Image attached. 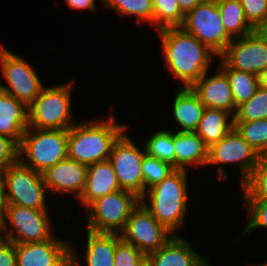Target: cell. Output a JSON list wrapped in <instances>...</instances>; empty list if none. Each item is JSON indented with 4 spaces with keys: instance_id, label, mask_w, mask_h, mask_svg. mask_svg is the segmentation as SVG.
I'll return each mask as SVG.
<instances>
[{
    "instance_id": "obj_1",
    "label": "cell",
    "mask_w": 267,
    "mask_h": 266,
    "mask_svg": "<svg viewBox=\"0 0 267 266\" xmlns=\"http://www.w3.org/2000/svg\"><path fill=\"white\" fill-rule=\"evenodd\" d=\"M155 32L161 40L163 64L169 72L168 77L175 79L176 87L189 88L214 68L211 66L219 56L181 27H167Z\"/></svg>"
},
{
    "instance_id": "obj_2",
    "label": "cell",
    "mask_w": 267,
    "mask_h": 266,
    "mask_svg": "<svg viewBox=\"0 0 267 266\" xmlns=\"http://www.w3.org/2000/svg\"><path fill=\"white\" fill-rule=\"evenodd\" d=\"M113 107L114 105L110 104L112 110H109L107 116L102 114L104 118L96 115L95 118L81 120L68 129L69 159L87 167L109 159L114 143L127 129H131L128 123H120L117 120Z\"/></svg>"
},
{
    "instance_id": "obj_3",
    "label": "cell",
    "mask_w": 267,
    "mask_h": 266,
    "mask_svg": "<svg viewBox=\"0 0 267 266\" xmlns=\"http://www.w3.org/2000/svg\"><path fill=\"white\" fill-rule=\"evenodd\" d=\"M189 173L175 169L163 181L148 189L140 202L152 216L174 235H180L189 210ZM190 195V196H189Z\"/></svg>"
},
{
    "instance_id": "obj_4",
    "label": "cell",
    "mask_w": 267,
    "mask_h": 266,
    "mask_svg": "<svg viewBox=\"0 0 267 266\" xmlns=\"http://www.w3.org/2000/svg\"><path fill=\"white\" fill-rule=\"evenodd\" d=\"M75 83V79H71L63 84L44 86L28 107V127L59 130L69 129L77 123L72 111Z\"/></svg>"
},
{
    "instance_id": "obj_5",
    "label": "cell",
    "mask_w": 267,
    "mask_h": 266,
    "mask_svg": "<svg viewBox=\"0 0 267 266\" xmlns=\"http://www.w3.org/2000/svg\"><path fill=\"white\" fill-rule=\"evenodd\" d=\"M68 129L49 130L28 127L18 145V160L34 171L47 168L68 158Z\"/></svg>"
},
{
    "instance_id": "obj_6",
    "label": "cell",
    "mask_w": 267,
    "mask_h": 266,
    "mask_svg": "<svg viewBox=\"0 0 267 266\" xmlns=\"http://www.w3.org/2000/svg\"><path fill=\"white\" fill-rule=\"evenodd\" d=\"M0 181L6 204L34 209H51L53 206L48 200L50 194L42 173L23 165L19 160L1 173Z\"/></svg>"
},
{
    "instance_id": "obj_7",
    "label": "cell",
    "mask_w": 267,
    "mask_h": 266,
    "mask_svg": "<svg viewBox=\"0 0 267 266\" xmlns=\"http://www.w3.org/2000/svg\"><path fill=\"white\" fill-rule=\"evenodd\" d=\"M260 155L232 128L221 140L208 148L206 167H215L219 181L228 180L229 165L237 166L240 187L258 165ZM227 165V166H226ZM226 166V167H225Z\"/></svg>"
},
{
    "instance_id": "obj_8",
    "label": "cell",
    "mask_w": 267,
    "mask_h": 266,
    "mask_svg": "<svg viewBox=\"0 0 267 266\" xmlns=\"http://www.w3.org/2000/svg\"><path fill=\"white\" fill-rule=\"evenodd\" d=\"M139 202L140 197L123 189L100 197L84 210L85 227L96 233L120 234Z\"/></svg>"
},
{
    "instance_id": "obj_9",
    "label": "cell",
    "mask_w": 267,
    "mask_h": 266,
    "mask_svg": "<svg viewBox=\"0 0 267 266\" xmlns=\"http://www.w3.org/2000/svg\"><path fill=\"white\" fill-rule=\"evenodd\" d=\"M22 54L0 44V89L29 107L45 86L35 68Z\"/></svg>"
},
{
    "instance_id": "obj_10",
    "label": "cell",
    "mask_w": 267,
    "mask_h": 266,
    "mask_svg": "<svg viewBox=\"0 0 267 266\" xmlns=\"http://www.w3.org/2000/svg\"><path fill=\"white\" fill-rule=\"evenodd\" d=\"M51 209H34L6 204L5 222L1 238L15 244L36 243L56 235ZM55 232V234H54Z\"/></svg>"
},
{
    "instance_id": "obj_11",
    "label": "cell",
    "mask_w": 267,
    "mask_h": 266,
    "mask_svg": "<svg viewBox=\"0 0 267 266\" xmlns=\"http://www.w3.org/2000/svg\"><path fill=\"white\" fill-rule=\"evenodd\" d=\"M180 27L218 56L233 40L222 24L216 0H204L187 12Z\"/></svg>"
},
{
    "instance_id": "obj_12",
    "label": "cell",
    "mask_w": 267,
    "mask_h": 266,
    "mask_svg": "<svg viewBox=\"0 0 267 266\" xmlns=\"http://www.w3.org/2000/svg\"><path fill=\"white\" fill-rule=\"evenodd\" d=\"M128 133L127 129L114 143L108 160L114 168L120 189L131 191L141 198L144 195L142 162L146 152L144 146L138 145L139 142Z\"/></svg>"
},
{
    "instance_id": "obj_13",
    "label": "cell",
    "mask_w": 267,
    "mask_h": 266,
    "mask_svg": "<svg viewBox=\"0 0 267 266\" xmlns=\"http://www.w3.org/2000/svg\"><path fill=\"white\" fill-rule=\"evenodd\" d=\"M120 235L145 255L158 250L175 236L141 202L132 210Z\"/></svg>"
},
{
    "instance_id": "obj_14",
    "label": "cell",
    "mask_w": 267,
    "mask_h": 266,
    "mask_svg": "<svg viewBox=\"0 0 267 266\" xmlns=\"http://www.w3.org/2000/svg\"><path fill=\"white\" fill-rule=\"evenodd\" d=\"M219 57L232 69L258 75L267 68V42L254 31L233 39Z\"/></svg>"
},
{
    "instance_id": "obj_15",
    "label": "cell",
    "mask_w": 267,
    "mask_h": 266,
    "mask_svg": "<svg viewBox=\"0 0 267 266\" xmlns=\"http://www.w3.org/2000/svg\"><path fill=\"white\" fill-rule=\"evenodd\" d=\"M15 247L17 266L71 265V241L57 234L49 240L15 244Z\"/></svg>"
},
{
    "instance_id": "obj_16",
    "label": "cell",
    "mask_w": 267,
    "mask_h": 266,
    "mask_svg": "<svg viewBox=\"0 0 267 266\" xmlns=\"http://www.w3.org/2000/svg\"><path fill=\"white\" fill-rule=\"evenodd\" d=\"M86 173V165L66 158L47 168L42 176L50 197L67 198L65 195H72L77 200L83 192Z\"/></svg>"
},
{
    "instance_id": "obj_17",
    "label": "cell",
    "mask_w": 267,
    "mask_h": 266,
    "mask_svg": "<svg viewBox=\"0 0 267 266\" xmlns=\"http://www.w3.org/2000/svg\"><path fill=\"white\" fill-rule=\"evenodd\" d=\"M86 241L82 256L76 243L71 241V266H114V257L117 242L121 239L118 233H96L85 229ZM80 254V255H79ZM84 255V256H83ZM81 256V258H79ZM84 260V261H83ZM84 262V263H83Z\"/></svg>"
},
{
    "instance_id": "obj_18",
    "label": "cell",
    "mask_w": 267,
    "mask_h": 266,
    "mask_svg": "<svg viewBox=\"0 0 267 266\" xmlns=\"http://www.w3.org/2000/svg\"><path fill=\"white\" fill-rule=\"evenodd\" d=\"M212 71L204 73L190 88L206 108L221 109L234 117L237 107L228 77L217 65Z\"/></svg>"
},
{
    "instance_id": "obj_19",
    "label": "cell",
    "mask_w": 267,
    "mask_h": 266,
    "mask_svg": "<svg viewBox=\"0 0 267 266\" xmlns=\"http://www.w3.org/2000/svg\"><path fill=\"white\" fill-rule=\"evenodd\" d=\"M196 251L182 235H175L164 246L146 255L151 266H213L208 254Z\"/></svg>"
},
{
    "instance_id": "obj_20",
    "label": "cell",
    "mask_w": 267,
    "mask_h": 266,
    "mask_svg": "<svg viewBox=\"0 0 267 266\" xmlns=\"http://www.w3.org/2000/svg\"><path fill=\"white\" fill-rule=\"evenodd\" d=\"M118 190L120 186L110 161H100L87 167L85 186L76 203H82L84 211L96 199Z\"/></svg>"
},
{
    "instance_id": "obj_21",
    "label": "cell",
    "mask_w": 267,
    "mask_h": 266,
    "mask_svg": "<svg viewBox=\"0 0 267 266\" xmlns=\"http://www.w3.org/2000/svg\"><path fill=\"white\" fill-rule=\"evenodd\" d=\"M171 106V118L177 126L174 131L195 132L206 108L199 97L189 88L176 87ZM178 128V129H177Z\"/></svg>"
},
{
    "instance_id": "obj_22",
    "label": "cell",
    "mask_w": 267,
    "mask_h": 266,
    "mask_svg": "<svg viewBox=\"0 0 267 266\" xmlns=\"http://www.w3.org/2000/svg\"><path fill=\"white\" fill-rule=\"evenodd\" d=\"M175 169L194 171L206 168L208 147L195 132H178L173 130ZM189 169V170H188ZM192 169V170H191Z\"/></svg>"
},
{
    "instance_id": "obj_23",
    "label": "cell",
    "mask_w": 267,
    "mask_h": 266,
    "mask_svg": "<svg viewBox=\"0 0 267 266\" xmlns=\"http://www.w3.org/2000/svg\"><path fill=\"white\" fill-rule=\"evenodd\" d=\"M28 128V107L0 89V134L17 145Z\"/></svg>"
},
{
    "instance_id": "obj_24",
    "label": "cell",
    "mask_w": 267,
    "mask_h": 266,
    "mask_svg": "<svg viewBox=\"0 0 267 266\" xmlns=\"http://www.w3.org/2000/svg\"><path fill=\"white\" fill-rule=\"evenodd\" d=\"M234 117L221 109L205 108L195 133L209 148L221 140L232 128Z\"/></svg>"
},
{
    "instance_id": "obj_25",
    "label": "cell",
    "mask_w": 267,
    "mask_h": 266,
    "mask_svg": "<svg viewBox=\"0 0 267 266\" xmlns=\"http://www.w3.org/2000/svg\"><path fill=\"white\" fill-rule=\"evenodd\" d=\"M222 24L232 39L244 37L255 29L245 18L240 0H216Z\"/></svg>"
},
{
    "instance_id": "obj_26",
    "label": "cell",
    "mask_w": 267,
    "mask_h": 266,
    "mask_svg": "<svg viewBox=\"0 0 267 266\" xmlns=\"http://www.w3.org/2000/svg\"><path fill=\"white\" fill-rule=\"evenodd\" d=\"M217 60H220V62H216L217 66L228 77L234 105L238 107L251 99L259 88L258 75L232 69L220 57Z\"/></svg>"
},
{
    "instance_id": "obj_27",
    "label": "cell",
    "mask_w": 267,
    "mask_h": 266,
    "mask_svg": "<svg viewBox=\"0 0 267 266\" xmlns=\"http://www.w3.org/2000/svg\"><path fill=\"white\" fill-rule=\"evenodd\" d=\"M101 6L112 9L122 19H135L137 25L153 27L154 7L151 0H103ZM107 7V8H106Z\"/></svg>"
},
{
    "instance_id": "obj_28",
    "label": "cell",
    "mask_w": 267,
    "mask_h": 266,
    "mask_svg": "<svg viewBox=\"0 0 267 266\" xmlns=\"http://www.w3.org/2000/svg\"><path fill=\"white\" fill-rule=\"evenodd\" d=\"M143 141H145L143 146L147 155L170 163L175 168L173 127L170 129L168 127L155 129L154 133Z\"/></svg>"
},
{
    "instance_id": "obj_29",
    "label": "cell",
    "mask_w": 267,
    "mask_h": 266,
    "mask_svg": "<svg viewBox=\"0 0 267 266\" xmlns=\"http://www.w3.org/2000/svg\"><path fill=\"white\" fill-rule=\"evenodd\" d=\"M241 200H267V155L261 156L249 178L239 187Z\"/></svg>"
},
{
    "instance_id": "obj_30",
    "label": "cell",
    "mask_w": 267,
    "mask_h": 266,
    "mask_svg": "<svg viewBox=\"0 0 267 266\" xmlns=\"http://www.w3.org/2000/svg\"><path fill=\"white\" fill-rule=\"evenodd\" d=\"M242 209H246L247 219L243 229L234 240V245L241 241V238L259 231L261 228L267 231V200H242Z\"/></svg>"
},
{
    "instance_id": "obj_31",
    "label": "cell",
    "mask_w": 267,
    "mask_h": 266,
    "mask_svg": "<svg viewBox=\"0 0 267 266\" xmlns=\"http://www.w3.org/2000/svg\"><path fill=\"white\" fill-rule=\"evenodd\" d=\"M233 128L260 155H267V119L233 122Z\"/></svg>"
},
{
    "instance_id": "obj_32",
    "label": "cell",
    "mask_w": 267,
    "mask_h": 266,
    "mask_svg": "<svg viewBox=\"0 0 267 266\" xmlns=\"http://www.w3.org/2000/svg\"><path fill=\"white\" fill-rule=\"evenodd\" d=\"M154 31L167 27H180L185 14L181 11L177 0H157L154 4Z\"/></svg>"
},
{
    "instance_id": "obj_33",
    "label": "cell",
    "mask_w": 267,
    "mask_h": 266,
    "mask_svg": "<svg viewBox=\"0 0 267 266\" xmlns=\"http://www.w3.org/2000/svg\"><path fill=\"white\" fill-rule=\"evenodd\" d=\"M267 119V89L259 87L255 94L237 107L233 122Z\"/></svg>"
},
{
    "instance_id": "obj_34",
    "label": "cell",
    "mask_w": 267,
    "mask_h": 266,
    "mask_svg": "<svg viewBox=\"0 0 267 266\" xmlns=\"http://www.w3.org/2000/svg\"><path fill=\"white\" fill-rule=\"evenodd\" d=\"M174 170L175 168L170 163L145 154L142 162L144 194L148 189L163 181Z\"/></svg>"
},
{
    "instance_id": "obj_35",
    "label": "cell",
    "mask_w": 267,
    "mask_h": 266,
    "mask_svg": "<svg viewBox=\"0 0 267 266\" xmlns=\"http://www.w3.org/2000/svg\"><path fill=\"white\" fill-rule=\"evenodd\" d=\"M145 257L144 253L121 238L116 245L114 266H138Z\"/></svg>"
},
{
    "instance_id": "obj_36",
    "label": "cell",
    "mask_w": 267,
    "mask_h": 266,
    "mask_svg": "<svg viewBox=\"0 0 267 266\" xmlns=\"http://www.w3.org/2000/svg\"><path fill=\"white\" fill-rule=\"evenodd\" d=\"M245 18L256 29L267 20V0H240Z\"/></svg>"
},
{
    "instance_id": "obj_37",
    "label": "cell",
    "mask_w": 267,
    "mask_h": 266,
    "mask_svg": "<svg viewBox=\"0 0 267 266\" xmlns=\"http://www.w3.org/2000/svg\"><path fill=\"white\" fill-rule=\"evenodd\" d=\"M18 160V145L9 137L0 134V175Z\"/></svg>"
},
{
    "instance_id": "obj_38",
    "label": "cell",
    "mask_w": 267,
    "mask_h": 266,
    "mask_svg": "<svg viewBox=\"0 0 267 266\" xmlns=\"http://www.w3.org/2000/svg\"><path fill=\"white\" fill-rule=\"evenodd\" d=\"M0 266H17L15 243L0 237Z\"/></svg>"
},
{
    "instance_id": "obj_39",
    "label": "cell",
    "mask_w": 267,
    "mask_h": 266,
    "mask_svg": "<svg viewBox=\"0 0 267 266\" xmlns=\"http://www.w3.org/2000/svg\"><path fill=\"white\" fill-rule=\"evenodd\" d=\"M96 1L98 0H64L65 5L67 4V7H69V9L71 8V10L78 12H80V10L81 12L83 10H90L94 13L98 10Z\"/></svg>"
},
{
    "instance_id": "obj_40",
    "label": "cell",
    "mask_w": 267,
    "mask_h": 266,
    "mask_svg": "<svg viewBox=\"0 0 267 266\" xmlns=\"http://www.w3.org/2000/svg\"><path fill=\"white\" fill-rule=\"evenodd\" d=\"M5 210H6V201H5L4 189L0 181V237L5 222Z\"/></svg>"
},
{
    "instance_id": "obj_41",
    "label": "cell",
    "mask_w": 267,
    "mask_h": 266,
    "mask_svg": "<svg viewBox=\"0 0 267 266\" xmlns=\"http://www.w3.org/2000/svg\"><path fill=\"white\" fill-rule=\"evenodd\" d=\"M181 11L186 14L204 0H177Z\"/></svg>"
},
{
    "instance_id": "obj_42",
    "label": "cell",
    "mask_w": 267,
    "mask_h": 266,
    "mask_svg": "<svg viewBox=\"0 0 267 266\" xmlns=\"http://www.w3.org/2000/svg\"><path fill=\"white\" fill-rule=\"evenodd\" d=\"M259 87L267 89V68L258 74Z\"/></svg>"
},
{
    "instance_id": "obj_43",
    "label": "cell",
    "mask_w": 267,
    "mask_h": 266,
    "mask_svg": "<svg viewBox=\"0 0 267 266\" xmlns=\"http://www.w3.org/2000/svg\"><path fill=\"white\" fill-rule=\"evenodd\" d=\"M255 31L267 42V20L260 24Z\"/></svg>"
},
{
    "instance_id": "obj_44",
    "label": "cell",
    "mask_w": 267,
    "mask_h": 266,
    "mask_svg": "<svg viewBox=\"0 0 267 266\" xmlns=\"http://www.w3.org/2000/svg\"><path fill=\"white\" fill-rule=\"evenodd\" d=\"M265 261L262 262V263H257V262H251V263H248L247 266H267V259H264Z\"/></svg>"
},
{
    "instance_id": "obj_45",
    "label": "cell",
    "mask_w": 267,
    "mask_h": 266,
    "mask_svg": "<svg viewBox=\"0 0 267 266\" xmlns=\"http://www.w3.org/2000/svg\"><path fill=\"white\" fill-rule=\"evenodd\" d=\"M138 266H151L150 261L145 257Z\"/></svg>"
}]
</instances>
